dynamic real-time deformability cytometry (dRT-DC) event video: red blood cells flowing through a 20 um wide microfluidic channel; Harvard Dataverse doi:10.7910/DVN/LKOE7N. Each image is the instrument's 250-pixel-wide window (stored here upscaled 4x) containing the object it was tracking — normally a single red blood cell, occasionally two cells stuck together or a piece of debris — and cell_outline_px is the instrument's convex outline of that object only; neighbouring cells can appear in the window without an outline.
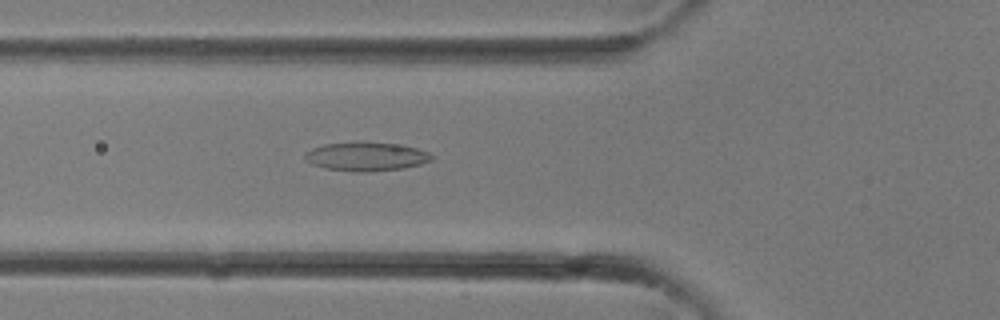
{"species": "common noctule bat (a hibernating species)", "species_latin": "Nyctalus noctula", "temperature_condition": "room temperature", "stored_images_in_passage": 25, "camera_frame_rate_fps": 3000, "um_per_image_px": 0.085, "animal": {"sex": "female"}, "frame": {"image": 1, "passage_image": 4, "time_ms": 1.0, "image_size_px": [1000, 320], "cell_outline_px": [[436, 156], [432, 160], [420, 164], [400, 168], [364, 172], [356, 172], [324, 168], [312, 164], [304, 160], [304, 152], [312, 148], [324, 144], [396, 144], [416, 148], [428, 152]], "centroid_in_image_um": [31.1, 13.34], "position_along_channel_um": 94.7, "area_um2": 20.58}}
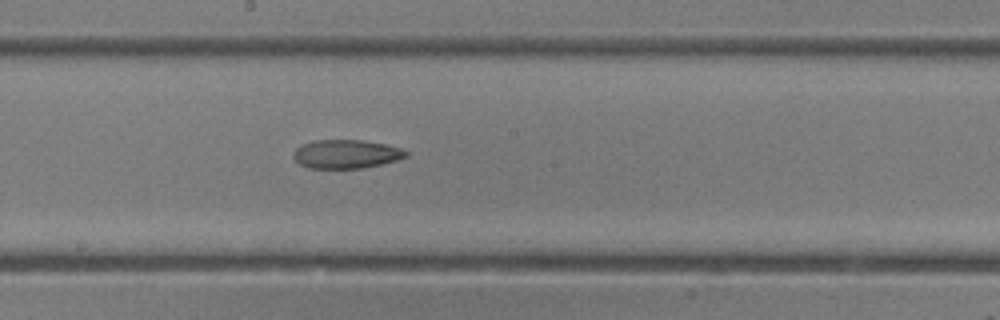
{"frame": {"image": 2, "passage_image": 10, "time_ms": 3.0, "image_size_px": [1000, 320], "cell_outline_px": [[408, 156], [396, 160], [380, 164], [360, 168], [308, 168], [300, 164], [292, 156], [292, 152], [296, 148], [312, 140], [360, 140], [388, 144], [400, 148], [408, 152]], "centroid_in_image_um": [29.41, 13.08], "position_along_channel_um": 218.8, "area_um2": 18.79}}
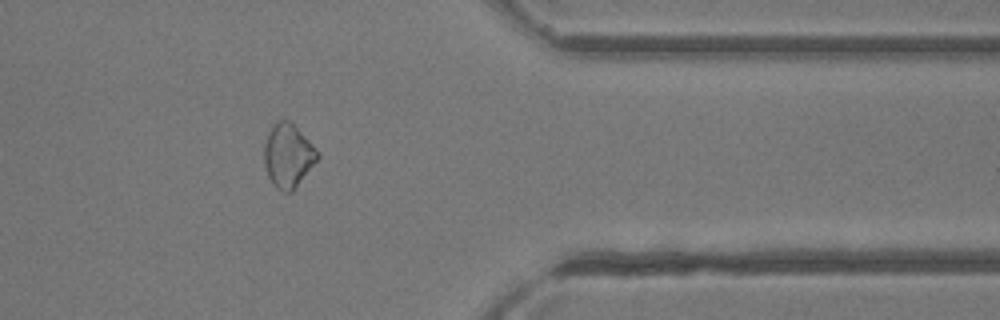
{"frame": {"image": 3, "passage_image": 19, "time_ms": 6.0, "image_size_px": [1000, 320], "cell_outline_px": [[320, 156], [292, 192], [284, 192], [276, 188], [268, 176], [264, 164], [264, 144], [268, 132], [276, 120], [288, 120], [316, 148]], "centroid_in_image_um": [24.46, 13.23], "position_along_channel_um": 386.9, "area_um2": 19.54}}